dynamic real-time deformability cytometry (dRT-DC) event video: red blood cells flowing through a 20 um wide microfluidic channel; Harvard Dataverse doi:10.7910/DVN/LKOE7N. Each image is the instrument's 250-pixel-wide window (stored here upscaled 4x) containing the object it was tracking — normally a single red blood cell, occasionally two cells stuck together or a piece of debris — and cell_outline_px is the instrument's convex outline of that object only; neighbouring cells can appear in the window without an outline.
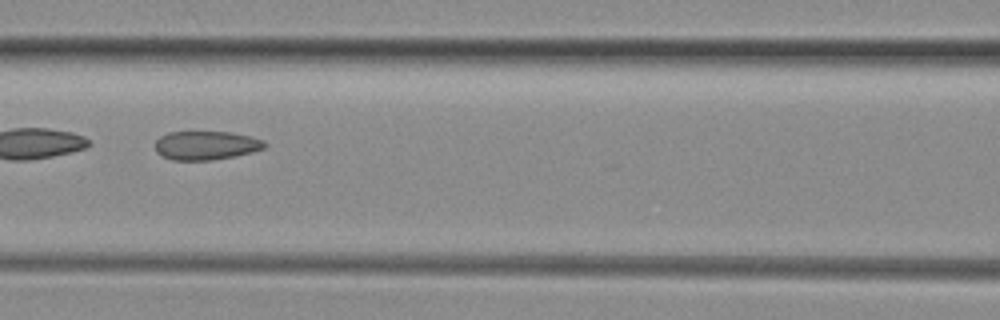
{"species": "common noctule bat (a hibernating species)", "species_latin": "Nyctalus noctula", "temperature_condition": "room temperature", "stored_images_in_passage": 49, "camera_frame_rate_fps": 3000, "um_per_image_px": 0.085, "animal": {"sex": "female", "body_mass_g": 29.2, "forearm_length_mm": 56.3}, "frame": {"image": 1, "passage_image": 22, "time_ms": 7.0, "image_size_px": [1000, 320], "cell_outline_px": [[268, 144], [264, 148], [252, 152], [236, 156], [212, 160], [172, 160], [156, 152], [156, 140], [160, 136], [168, 132], [228, 132], [252, 136], [264, 140]], "centroid_in_image_um": [17.55, 12.36], "position_along_channel_um": 149.1, "area_um2": 18.44}}
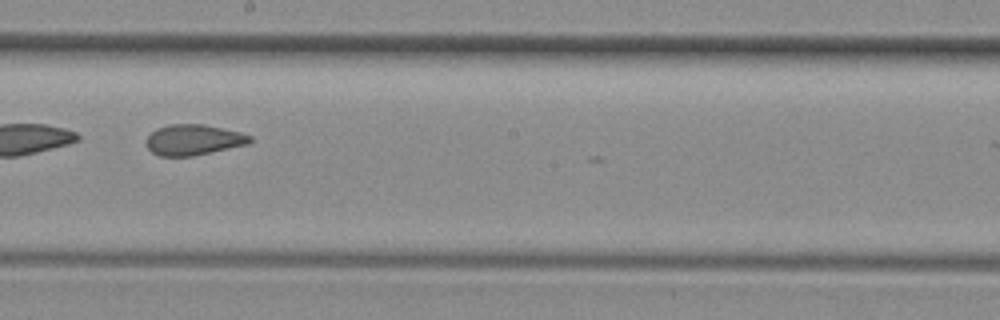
{"frame": {"image": 2, "passage_image": 28, "time_ms": 9.0, "image_size_px": [1000, 320], "cell_outline_px": [[252, 140], [248, 144], [192, 156], [160, 156], [152, 152], [144, 144], [148, 136], [156, 128], [168, 124], [204, 124], [240, 132], [252, 136]], "centroid_in_image_um": [16.42, 11.88], "position_along_channel_um": 231.8, "area_um2": 18.55}, "authors_computed_cell_mechanics": {"area_um2": 22.1374, "velocity_mm_per_s": 4.1524, "shape_relaxation_time_tau1_ms": null, "shape_relaxation_time_tau2_ms": 1.3597, "deformation_change_tau1": null, "deformation_change_tau2": 0.0668}}